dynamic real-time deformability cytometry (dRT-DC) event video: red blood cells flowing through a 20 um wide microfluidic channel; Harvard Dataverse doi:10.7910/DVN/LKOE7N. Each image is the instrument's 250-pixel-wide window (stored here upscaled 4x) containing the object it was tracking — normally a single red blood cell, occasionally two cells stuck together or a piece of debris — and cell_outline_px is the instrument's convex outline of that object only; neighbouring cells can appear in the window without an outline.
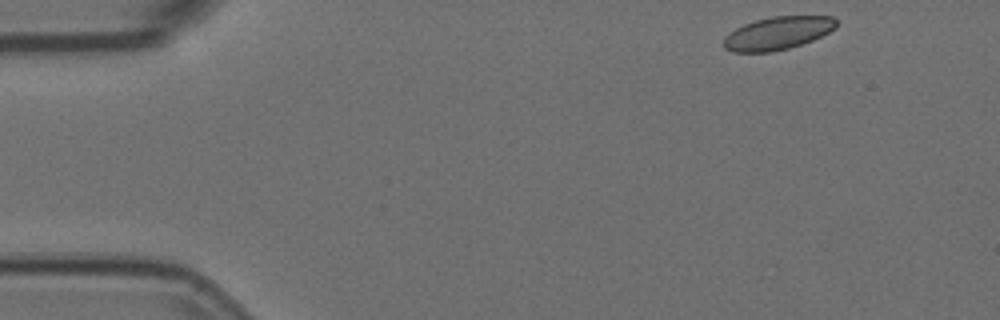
{"species": "Egyptian fruit bat (a non-hibernating species)", "species_latin": "Rousettus aegyptiacus", "temperature_condition": "room temperature", "stored_images_in_passage": 6, "camera_frame_rate_fps": 3000, "um_per_image_px": 0.085, "animal": {"sex": "female"}, "frame": {"image": 1, "passage_image": 1, "time_ms": 0.0, "image_size_px": [1000, 320], "cell_outline_px": [[836, 28], [812, 40], [788, 48], [772, 52], [732, 52], [724, 48], [724, 36], [736, 28], [744, 24], [756, 20], [772, 16], [832, 16], [836, 20]], "centroid_in_image_um": [66.08, 2.82], "position_along_channel_um": 18.9, "area_um2": 21.5}}
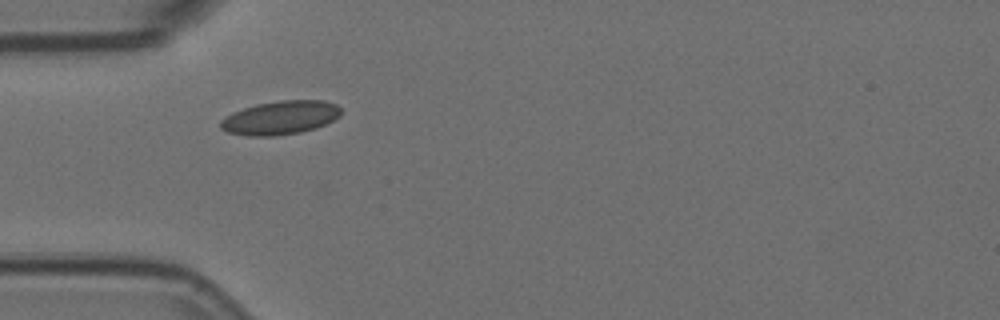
{"frame": {"image": 2, "passage_image": 4, "time_ms": 1.0, "image_size_px": [1000, 320], "cell_outline_px": [[340, 116], [316, 128], [300, 132], [272, 136], [248, 136], [228, 132], [220, 128], [220, 120], [232, 112], [256, 104], [280, 100], [324, 100], [336, 104], [340, 108]], "centroid_in_image_um": [23.81, 10.0], "position_along_channel_um": 61.2, "area_um2": 23.58}}
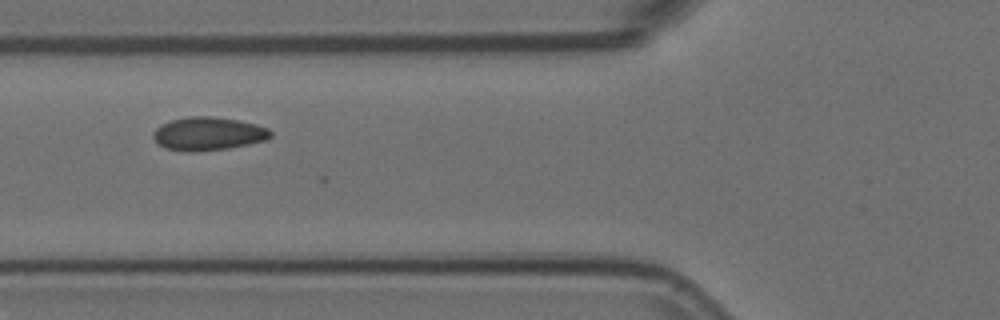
{"frame": {"image": 3, "passage_image": 5, "time_ms": 1.333, "image_size_px": [1000, 320], "cell_outline_px": [[272, 136], [264, 140], [248, 144], [228, 148], [192, 152], [188, 152], [164, 148], [156, 144], [152, 136], [152, 132], [160, 124], [172, 120], [188, 116], [212, 116], [240, 120], [256, 124], [268, 128], [272, 132]], "centroid_in_image_um": [17.65, 11.36], "position_along_channel_um": 108.1, "area_um2": 23.0}}